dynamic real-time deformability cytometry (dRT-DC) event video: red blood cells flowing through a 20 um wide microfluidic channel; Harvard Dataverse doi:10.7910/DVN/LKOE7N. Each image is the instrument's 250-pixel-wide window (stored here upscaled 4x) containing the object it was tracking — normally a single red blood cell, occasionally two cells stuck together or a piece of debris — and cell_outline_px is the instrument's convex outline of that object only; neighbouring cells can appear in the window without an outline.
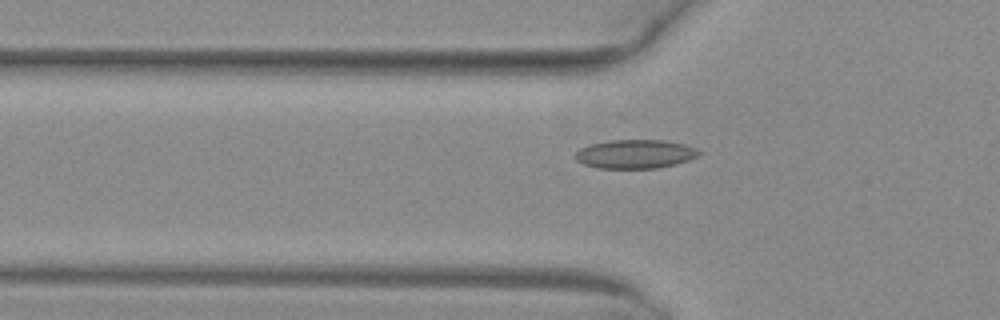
{"species": "common noctule bat (a hibernating species)", "species_latin": "Nyctalus noctula", "temperature_condition": "warm", "stored_images_in_passage": 30, "camera_frame_rate_fps": 3000, "um_per_image_px": 0.085, "animal": {"sex": "female", "body_mass_g": 29.2, "forearm_length_mm": 56.3}, "frame": {"image": 1, "passage_image": 6, "time_ms": 1.667, "image_size_px": [1000, 320], "cell_outline_px": [[704, 152], [688, 160], [676, 164], [656, 168], [596, 168], [584, 164], [576, 160], [572, 156], [580, 148], [588, 144], [608, 140], [664, 140], [684, 144], [696, 148]], "centroid_in_image_um": [53.96, 13.08], "position_along_channel_um": 71.8, "area_um2": 20.98}}
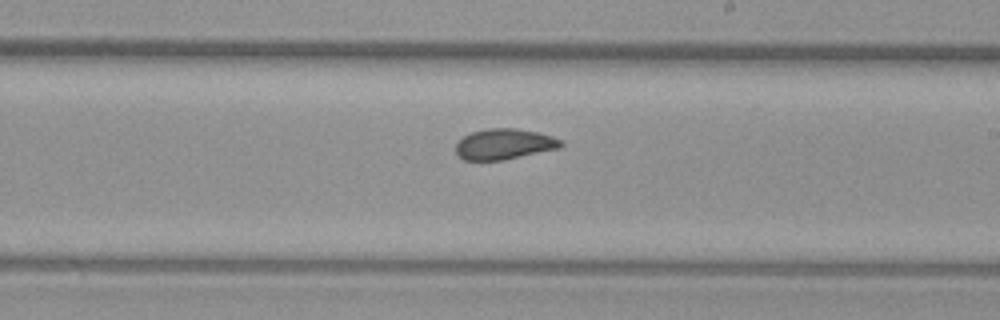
{"frame": {"image": 2, "passage_image": 19, "time_ms": 6.0, "image_size_px": [1000, 320], "cell_outline_px": [[564, 144], [560, 148], [504, 160], [464, 160], [456, 152], [456, 144], [464, 136], [472, 132], [488, 128], [516, 128], [536, 132], [552, 136], [560, 140]], "centroid_in_image_um": [42.87, 12.25], "position_along_channel_um": 246.1, "area_um2": 18.67}}
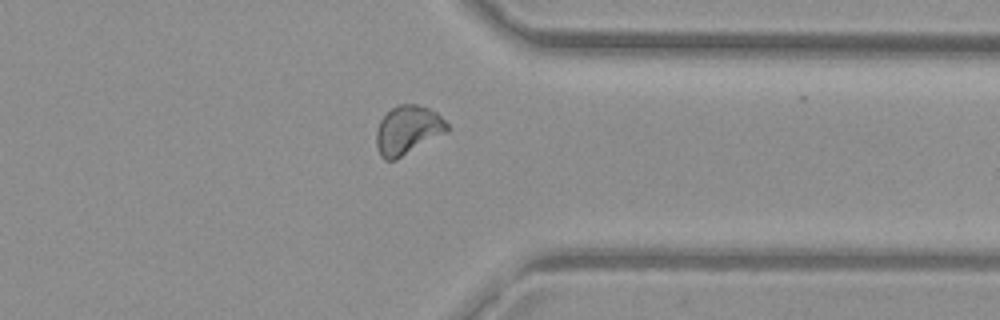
{"frame": {"image": 3, "passage_image": 29, "time_ms": 9.333, "image_size_px": [1000, 320], "cell_outline_px": [[452, 128], [448, 132], [396, 160], [384, 160], [380, 156], [376, 148], [376, 132], [380, 120], [396, 104], [416, 104], [428, 108], [436, 112]], "centroid_in_image_um": [34.67, 11.07], "position_along_channel_um": 376.7, "area_um2": 20.4}}